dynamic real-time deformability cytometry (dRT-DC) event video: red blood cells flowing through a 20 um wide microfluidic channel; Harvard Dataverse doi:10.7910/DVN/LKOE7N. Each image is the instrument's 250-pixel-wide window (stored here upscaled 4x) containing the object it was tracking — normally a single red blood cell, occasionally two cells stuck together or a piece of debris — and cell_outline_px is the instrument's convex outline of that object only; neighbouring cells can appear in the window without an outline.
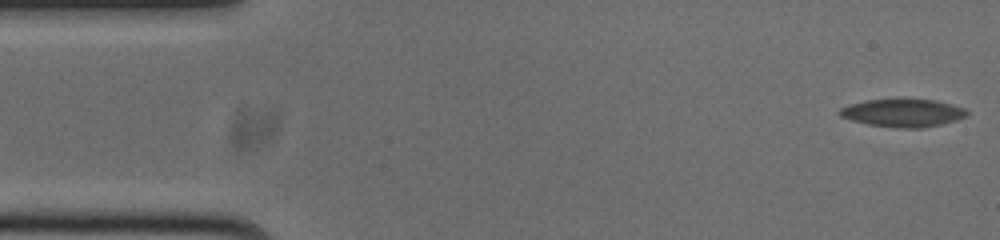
{"species": "common noctule bat (a hibernating species)", "species_latin": "Nyctalus noctula", "temperature_condition": "cold", "stored_images_in_passage": 53, "camera_frame_rate_fps": 3000, "um_per_image_px": 0.085, "animal": {"sex": "male", "body_mass_g": 20.0, "forearm_length_mm": 53.3}, "frame": {"image": 1, "passage_image": 1, "time_ms": 0.0, "image_size_px": [1000, 240], "cell_outline_px": [[968, 112], [964, 116], [956, 120], [940, 124], [920, 128], [900, 128], [868, 124], [852, 120], [840, 116], [840, 108], [852, 104], [868, 100], [936, 100], [952, 104], [964, 108]], "centroid_in_image_um": [76.76, 9.6], "position_along_channel_um": 8.2, "area_um2": 20.11}}
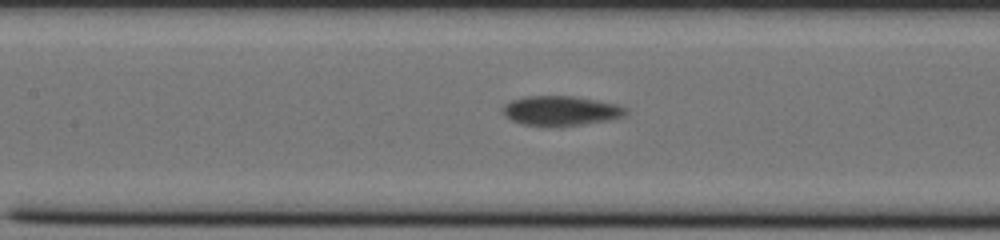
{"frame": {"image": 2, "passage_image": 23, "time_ms": 7.333, "image_size_px": [1000, 240], "cell_outline_px": [[628, 112], [624, 116], [608, 120], [560, 128], [524, 124], [512, 120], [504, 116], [500, 112], [500, 108], [504, 104], [512, 100], [524, 96], [572, 96], [596, 100], [616, 104], [628, 108]], "centroid_in_image_um": [47.63, 9.43], "position_along_channel_um": 159.8, "area_um2": 21.73}}
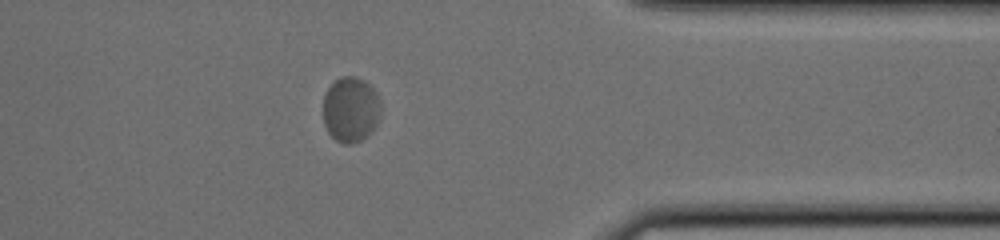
{"frame": {"image": 3, "passage_image": 43, "time_ms": 14.0, "image_size_px": [1000, 240], "cell_outline_px": [[380, 120], [372, 132], [368, 136], [352, 144], [344, 144], [336, 140], [328, 132], [324, 124], [324, 96], [328, 88], [340, 76], [356, 76], [364, 80], [376, 92], [380, 100]], "centroid_in_image_um": [29.83, 9.32], "position_along_channel_um": 381.6, "area_um2": 22.14}, "authors_computed_cell_mechanics": {"area_um2": 21.386, "velocity_mm_per_s": 3.6138, "shape_relaxation_time_tau1_ms": 7.1174, "shape_relaxation_time_tau2_ms": null, "deformation_change_tau1": 0.1289, "deformation_change_tau2": null}}